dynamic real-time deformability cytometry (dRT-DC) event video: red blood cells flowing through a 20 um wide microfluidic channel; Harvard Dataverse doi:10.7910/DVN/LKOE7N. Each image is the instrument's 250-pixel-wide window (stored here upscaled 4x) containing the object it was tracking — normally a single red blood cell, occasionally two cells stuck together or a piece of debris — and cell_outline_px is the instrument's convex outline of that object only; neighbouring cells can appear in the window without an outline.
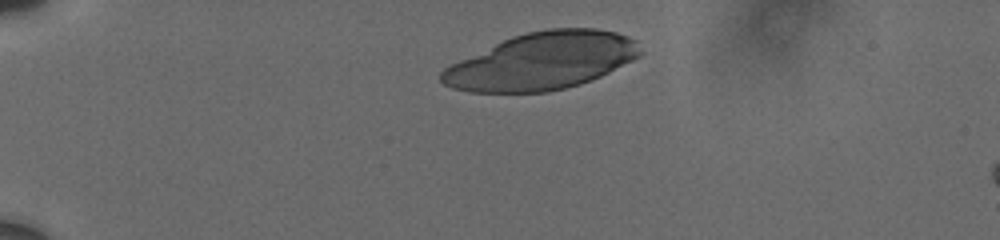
{"species": "human", "species_latin": "Homo sapiens", "temperature_condition": "cold", "stored_images_in_passage": 7, "camera_frame_rate_fps": 3000, "um_per_image_px": 0.085, "donor": {"sex": "male"}, "frame": {"image": 1, "passage_image": 1, "time_ms": 0.0, "image_size_px": [1000, 240], "cell_outline_px": [[644, 52], [640, 56], [600, 76], [580, 84], [548, 92], [468, 92], [452, 88], [444, 84], [440, 80], [440, 72], [444, 68], [460, 60], [512, 36], [528, 32], [548, 28], [596, 28], [616, 32], [628, 36], [636, 40]], "centroid_in_image_um": [46.09, 5.19], "position_along_channel_um": 38.9, "area_um2": 65.89}}